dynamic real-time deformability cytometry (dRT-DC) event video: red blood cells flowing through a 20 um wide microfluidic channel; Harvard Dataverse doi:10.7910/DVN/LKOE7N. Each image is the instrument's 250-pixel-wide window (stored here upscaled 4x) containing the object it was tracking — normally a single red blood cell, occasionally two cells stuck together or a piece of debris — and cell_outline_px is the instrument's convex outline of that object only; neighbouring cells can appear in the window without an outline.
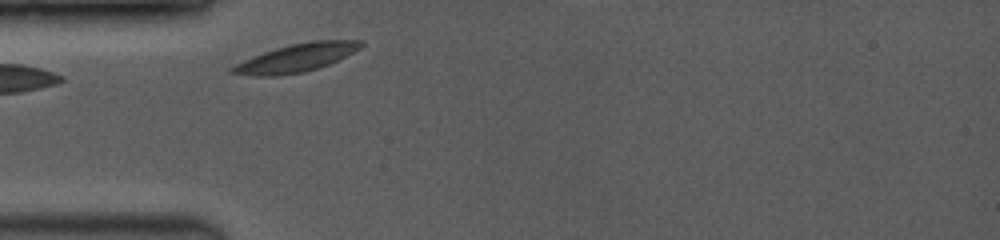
{"species": "common noctule bat (a hibernating species)", "species_latin": "Nyctalus noctula", "temperature_condition": "room temperature", "stored_images_in_passage": 3, "camera_frame_rate_fps": 3500, "um_per_image_px": 0.085, "animal": {"sex": "female", "body_mass_g": 19.0, "forearm_length_mm": 53.3}, "frame": {"image": 1, "passage_image": 1, "time_ms": 0.0, "image_size_px": [1000, 240], "cell_outline_px": [[364, 44], [360, 48], [328, 64], [304, 72], [276, 76], [256, 76], [228, 72], [228, 68], [252, 56], [288, 44], [312, 40], [364, 40]], "centroid_in_image_um": [25.16, 4.91], "position_along_channel_um": 59.8, "area_um2": 20.92}}